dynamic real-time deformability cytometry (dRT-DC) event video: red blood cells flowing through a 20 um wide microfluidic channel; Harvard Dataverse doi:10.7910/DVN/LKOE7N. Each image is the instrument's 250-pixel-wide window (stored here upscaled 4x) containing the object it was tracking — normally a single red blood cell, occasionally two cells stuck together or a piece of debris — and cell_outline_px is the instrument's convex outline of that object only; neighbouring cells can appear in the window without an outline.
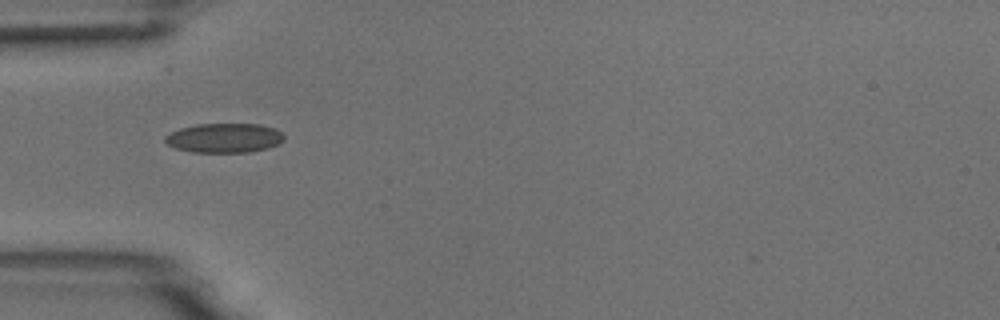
{"species": "common noctule bat (a hibernating species)", "species_latin": "Nyctalus noctula", "temperature_condition": "room temperature", "stored_images_in_passage": 8, "camera_frame_rate_fps": 3000, "um_per_image_px": 0.085, "animal": {"sex": "male", "body_mass_g": 18.8}, "frame": {"image": 1, "passage_image": 5, "time_ms": 4.667, "image_size_px": [1000, 320], "cell_outline_px": [[284, 140], [268, 148], [248, 152], [192, 152], [176, 148], [168, 144], [164, 140], [164, 136], [180, 128], [196, 124], [260, 124], [276, 128], [284, 136]], "centroid_in_image_um": [19.07, 11.72], "position_along_channel_um": 65.9, "area_um2": 20.35}}